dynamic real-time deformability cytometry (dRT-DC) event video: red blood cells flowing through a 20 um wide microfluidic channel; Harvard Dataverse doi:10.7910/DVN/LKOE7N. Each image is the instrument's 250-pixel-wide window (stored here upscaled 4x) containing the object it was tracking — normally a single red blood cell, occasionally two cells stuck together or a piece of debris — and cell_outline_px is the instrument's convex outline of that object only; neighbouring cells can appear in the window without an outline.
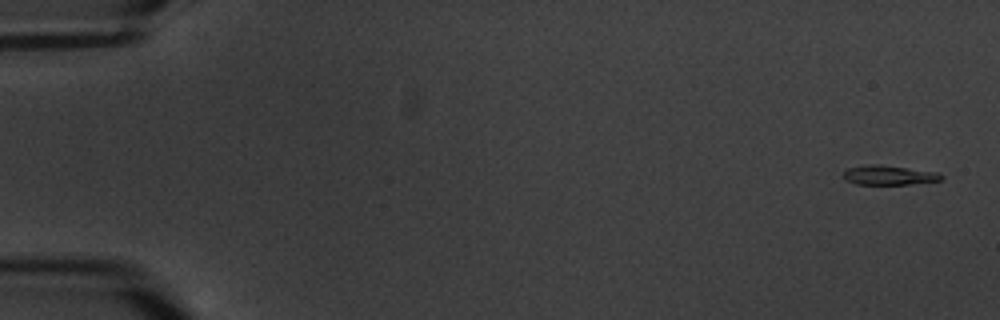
{"species": "common noctule bat (a hibernating species)", "species_latin": "Nyctalus noctula", "temperature_condition": "warm", "stored_images_in_passage": 5, "camera_frame_rate_fps": 3000, "um_per_image_px": 0.085, "animal": {"sex": "male", "body_mass_g": 20.1, "forearm_length_mm": 53.5}, "frame": {"image": 1, "passage_image": 1, "time_ms": 0.0, "image_size_px": [1000, 320], "cell_outline_px": [[944, 176], [940, 180], [908, 184], [856, 184], [844, 180], [844, 172], [848, 168], [868, 164], [876, 164], [940, 172]], "centroid_in_image_um": [75.55, 14.88], "position_along_channel_um": 9.4, "area_um2": 11.04}}
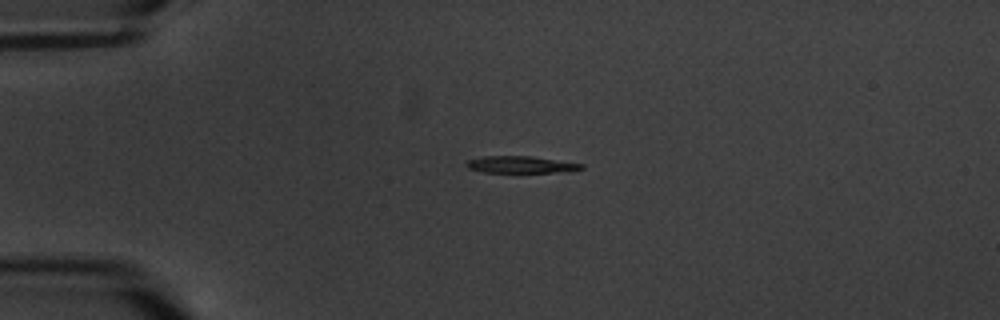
{"frame": {"image": 2, "passage_image": 4, "time_ms": 4.333, "image_size_px": [1000, 320], "cell_outline_px": [[584, 168], [556, 172], [484, 172], [468, 168], [464, 164], [468, 160], [484, 156], [532, 156], [584, 164]], "centroid_in_image_um": [44.23, 13.98], "position_along_channel_um": 40.8, "area_um2": 11.16}}